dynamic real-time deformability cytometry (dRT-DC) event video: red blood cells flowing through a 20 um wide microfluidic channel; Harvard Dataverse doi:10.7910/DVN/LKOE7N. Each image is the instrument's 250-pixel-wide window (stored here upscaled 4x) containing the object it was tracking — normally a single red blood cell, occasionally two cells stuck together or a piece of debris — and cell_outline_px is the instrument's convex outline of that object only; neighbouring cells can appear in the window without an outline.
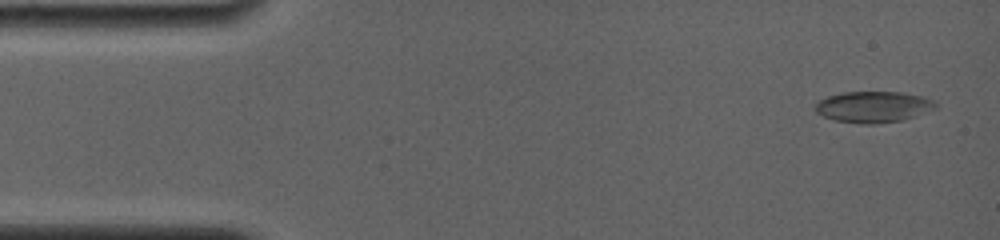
{"species": "common noctule bat (a hibernating species)", "species_latin": "Nyctalus noctula", "temperature_condition": "room temperature", "stored_images_in_passage": 47, "camera_frame_rate_fps": 4000, "um_per_image_px": 0.085, "animal": {"sex": "female", "body_mass_g": 19.0, "forearm_length_mm": 56.7}, "frame": {"image": 1, "passage_image": 5, "time_ms": 0.5, "image_size_px": [1000, 240], "cell_outline_px": [[936, 108], [916, 116], [904, 120], [876, 124], [860, 124], [832, 120], [816, 112], [816, 104], [820, 100], [828, 96], [844, 92], [904, 92], [924, 96], [936, 100]], "centroid_in_image_um": [74.28, 9.09], "position_along_channel_um": 10.7, "area_um2": 22.08}}
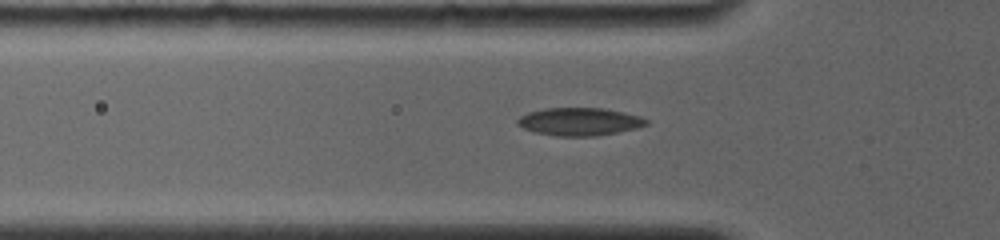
{"frame": {"image": 2, "passage_image": 40, "time_ms": 5.0, "image_size_px": [1000, 240], "cell_outline_px": [[648, 124], [636, 128], [596, 136], [556, 136], [536, 132], [524, 128], [516, 124], [516, 120], [520, 116], [528, 112], [544, 108], [604, 108], [624, 112], [640, 116], [648, 120]], "centroid_in_image_um": [49.24, 10.33], "position_along_channel_um": 76.6, "area_um2": 20.87}}